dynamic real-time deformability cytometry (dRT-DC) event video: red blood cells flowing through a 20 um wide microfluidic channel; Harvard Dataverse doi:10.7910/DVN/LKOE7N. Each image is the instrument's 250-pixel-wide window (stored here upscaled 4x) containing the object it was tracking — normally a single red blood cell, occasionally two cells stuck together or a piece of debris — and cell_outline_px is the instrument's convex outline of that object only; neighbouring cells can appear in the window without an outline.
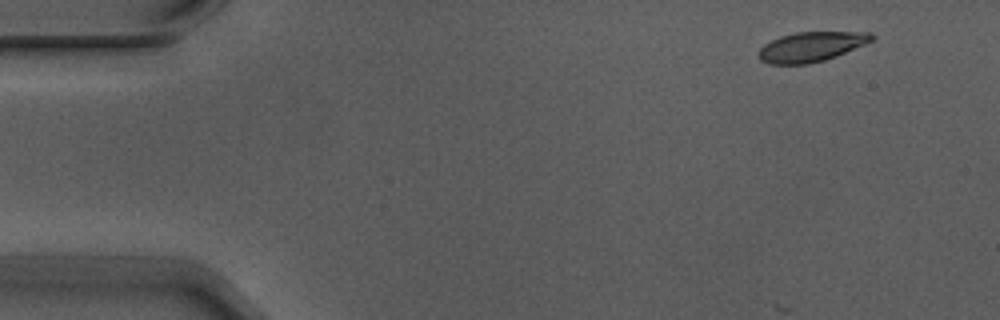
{"species": "Egyptian fruit bat (a non-hibernating species)", "species_latin": "Rousettus aegyptiacus", "temperature_condition": "warm", "stored_images_in_passage": 6, "camera_frame_rate_fps": 3000, "um_per_image_px": 0.085, "animal": {"sex": "male"}, "frame": {"image": 1, "passage_image": 1, "time_ms": 0.0, "image_size_px": [1000, 320], "cell_outline_px": [[876, 36], [872, 40], [864, 44], [836, 56], [824, 60], [808, 64], [768, 64], [760, 60], [756, 52], [764, 44], [780, 36], [796, 32], [872, 32]], "centroid_in_image_um": [68.92, 3.97], "position_along_channel_um": 16.1, "area_um2": 19.65}}